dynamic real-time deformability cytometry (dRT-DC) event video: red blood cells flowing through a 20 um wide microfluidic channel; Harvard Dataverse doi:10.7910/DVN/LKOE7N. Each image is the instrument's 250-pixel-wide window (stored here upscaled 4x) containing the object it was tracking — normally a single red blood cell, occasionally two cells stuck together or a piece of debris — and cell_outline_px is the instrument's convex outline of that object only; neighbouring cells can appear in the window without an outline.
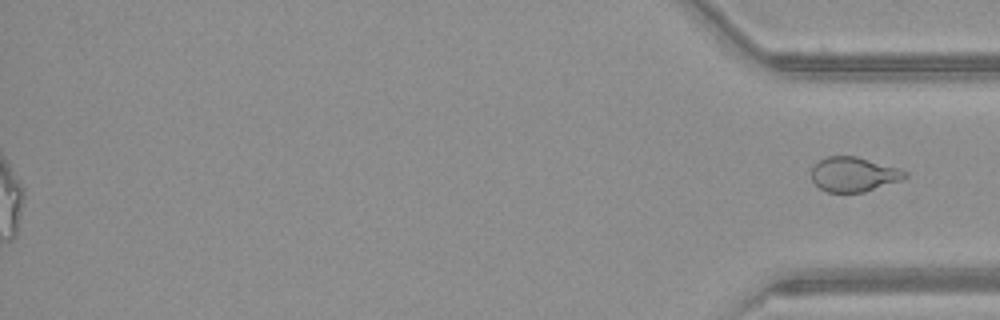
{"species": "common noctule bat (a hibernating species)", "species_latin": "Nyctalus noctula", "temperature_condition": "warm", "stored_images_in_passage": 48, "segment_of_instrument_passage": [2, 2], "camera_frame_rate_fps": 3000, "um_per_image_px": 0.085, "animal": {"sex": "female", "body_mass_g": 21.9}, "frame": {"image": 1, "passage_image": 48, "time_ms": 15.667, "image_size_px": [1000, 320], "cell_outline_px": [[908, 176], [900, 180], [864, 192], [828, 192], [820, 188], [812, 180], [812, 168], [820, 160], [828, 156], [856, 156], [900, 168], [908, 172]], "centroid_in_image_um": [72.58, 14.81], "position_along_channel_um": 362.6, "area_um2": 18.73}}